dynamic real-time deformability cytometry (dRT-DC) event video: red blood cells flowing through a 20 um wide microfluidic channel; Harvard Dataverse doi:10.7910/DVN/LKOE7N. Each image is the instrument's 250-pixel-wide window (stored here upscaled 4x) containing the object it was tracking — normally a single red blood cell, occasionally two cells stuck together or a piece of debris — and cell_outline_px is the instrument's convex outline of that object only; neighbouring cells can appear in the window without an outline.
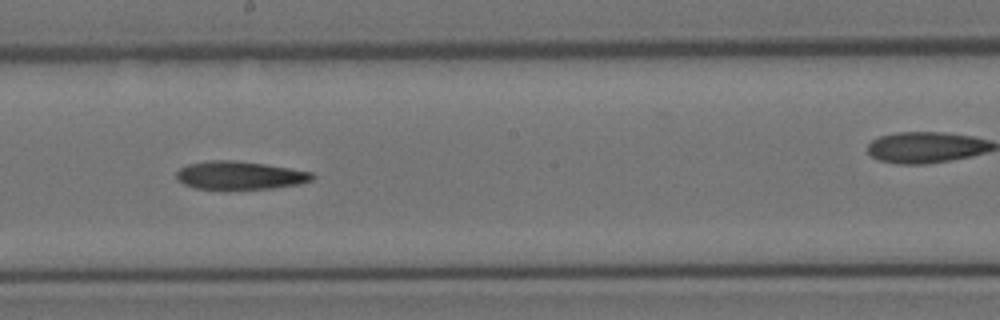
{"species": "Egyptian fruit bat (a non-hibernating species)", "species_latin": "Rousettus aegyptiacus", "temperature_condition": "room temperature", "stored_images_in_passage": 12, "camera_frame_rate_fps": 3000, "um_per_image_px": 0.085, "animal": {"sex": "female"}, "frame": {"image": 1, "passage_image": 9, "time_ms": 2.667, "image_size_px": [1000, 320], "cell_outline_px": [[316, 176], [312, 180], [300, 184], [272, 188], [196, 188], [184, 184], [176, 176], [176, 172], [180, 168], [188, 164], [208, 160], [236, 160], [264, 164], [312, 172]], "centroid_in_image_um": [20.4, 14.89], "position_along_channel_um": 227.8, "area_um2": 21.96}}
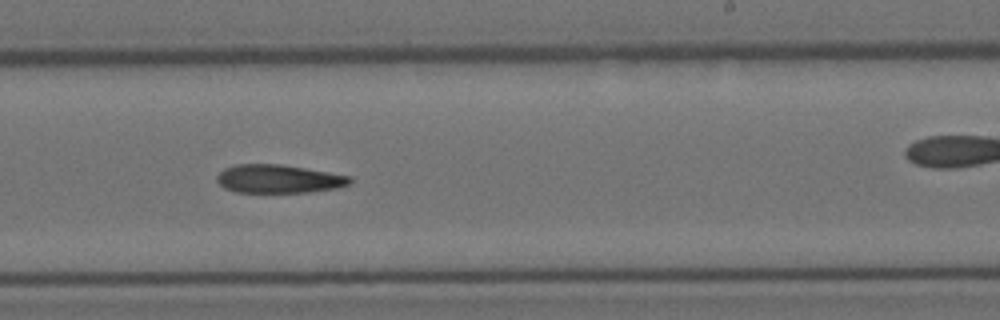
{"frame": {"image": 2, "passage_image": 10, "time_ms": 3.0, "image_size_px": [1000, 320], "cell_outline_px": [[352, 180], [348, 184], [336, 188], [308, 192], [236, 192], [224, 188], [216, 180], [216, 176], [224, 168], [236, 164], [280, 164], [352, 176]], "centroid_in_image_um": [23.65, 15.2], "position_along_channel_um": 265.3, "area_um2": 21.91}}